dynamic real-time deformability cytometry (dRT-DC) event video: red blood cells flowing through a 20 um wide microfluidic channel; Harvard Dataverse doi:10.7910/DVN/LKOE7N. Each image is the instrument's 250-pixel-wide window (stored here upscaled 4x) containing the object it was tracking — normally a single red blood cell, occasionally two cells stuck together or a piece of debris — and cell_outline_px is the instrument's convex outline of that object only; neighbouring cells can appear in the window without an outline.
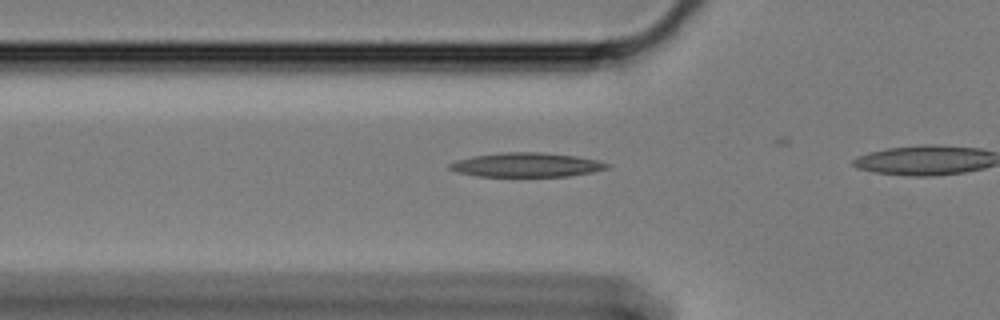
{"species": "Egyptian fruit bat (a non-hibernating species)", "species_latin": "Rousettus aegyptiacus", "temperature_condition": "cold", "stored_images_in_passage": 8, "camera_frame_rate_fps": 3000, "um_per_image_px": 0.085, "animal": {"sex": "female"}, "frame": {"image": 1, "passage_image": 2, "time_ms": 0.333, "image_size_px": [1000, 320], "cell_outline_px": [[612, 164], [608, 168], [592, 172], [568, 176], [476, 176], [456, 172], [448, 168], [448, 164], [456, 160], [472, 156], [500, 152], [540, 152], [576, 156], [596, 160]], "centroid_in_image_um": [44.72, 14.01], "position_along_channel_um": 81.1, "area_um2": 22.25}}
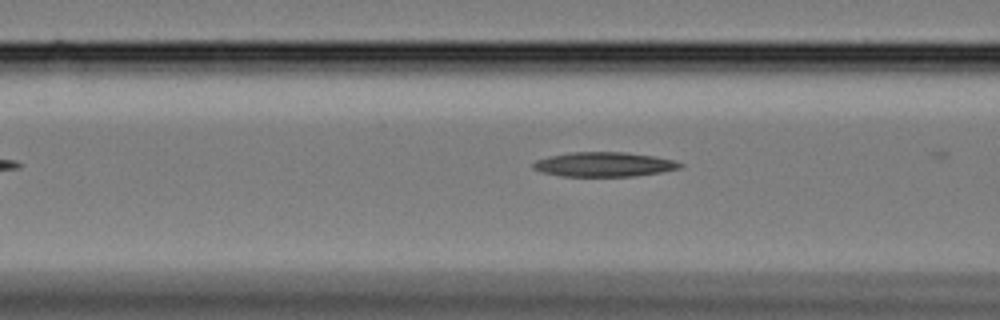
{"frame": {"image": 2, "passage_image": 5, "time_ms": 1.333, "image_size_px": [1000, 320], "cell_outline_px": [[684, 164], [680, 168], [660, 172], [636, 176], [560, 176], [540, 172], [532, 168], [532, 164], [536, 160], [568, 152], [628, 152], [676, 160]], "centroid_in_image_um": [51.34, 13.97], "position_along_channel_um": 115.3, "area_um2": 21.04}}